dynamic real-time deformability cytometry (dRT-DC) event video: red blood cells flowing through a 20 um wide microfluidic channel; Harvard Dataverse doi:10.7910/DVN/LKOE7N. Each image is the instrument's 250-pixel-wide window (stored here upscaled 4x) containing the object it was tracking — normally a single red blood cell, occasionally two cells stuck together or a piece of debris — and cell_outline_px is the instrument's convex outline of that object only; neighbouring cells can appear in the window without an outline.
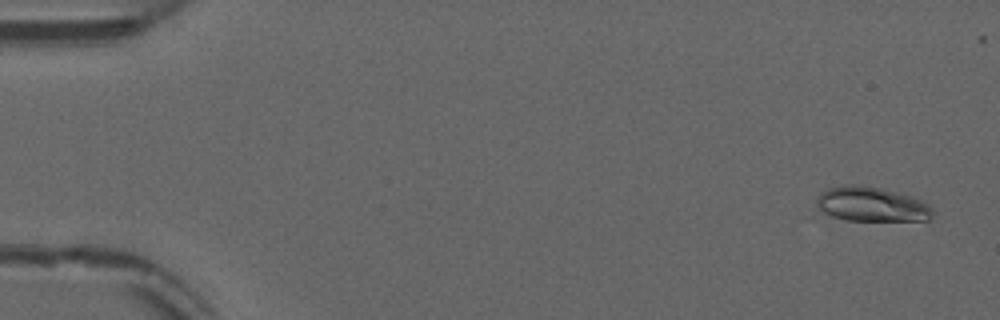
{"species": "common noctule bat (a hibernating species)", "species_latin": "Nyctalus noctula", "temperature_condition": "warm", "stored_images_in_passage": 47, "camera_frame_rate_fps": 3000, "um_per_image_px": 0.085, "animal": {"sex": "male", "forearm_length_mm": 52.5}, "frame": {"image": 1, "passage_image": 3, "time_ms": 0.667, "image_size_px": [1000, 320], "cell_outline_px": [[932, 216], [928, 220], [848, 220], [832, 216], [824, 212], [816, 204], [816, 200], [820, 192], [828, 188], [844, 184], [856, 184], [880, 188], [912, 196], [928, 204], [932, 208]], "centroid_in_image_um": [74.07, 17.35], "position_along_channel_um": 10.9, "area_um2": 23.24}}
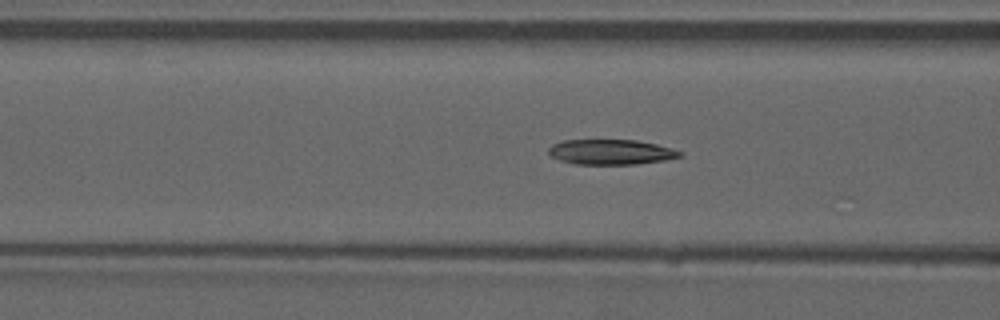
{"frame": {"image": 2, "passage_image": 22, "time_ms": 7.0, "image_size_px": [1000, 320], "cell_outline_px": [[684, 156], [664, 160], [636, 164], [576, 164], [560, 160], [552, 156], [548, 152], [548, 148], [552, 144], [564, 140], [636, 140], [656, 144], [672, 148], [684, 152]], "centroid_in_image_um": [51.96, 12.92], "position_along_channel_um": 114.6, "area_um2": 19.25}}
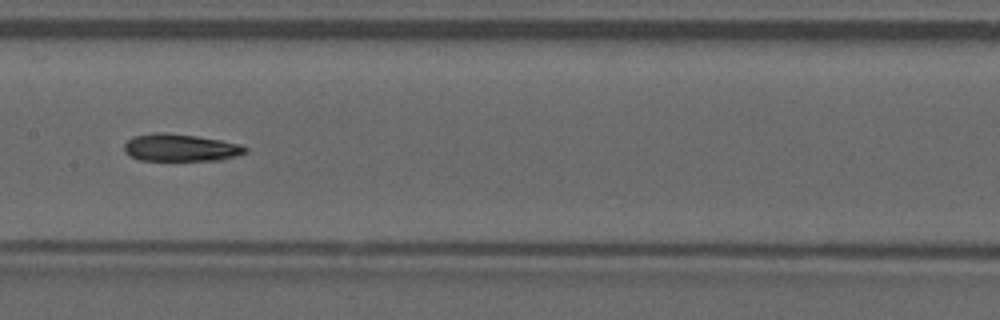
{"frame": {"image": 3, "passage_image": 28, "time_ms": 9.0, "image_size_px": [1000, 320], "cell_outline_px": [[248, 152], [224, 160], [140, 160], [124, 152], [124, 144], [132, 136], [152, 132], [164, 132], [196, 136], [220, 140], [240, 144], [248, 148]], "centroid_in_image_um": [15.35, 12.54], "position_along_channel_um": 192.1, "area_um2": 19.42}, "authors_computed_cell_mechanics": {"area_um2": 19.941, "velocity_mm_per_s": 3.8666, "shape_relaxation_time_tau1_ms": 9.9102, "shape_relaxation_time_tau2_ms": 4.7968, "deformation_change_tau1": 0.2396, "deformation_change_tau2": 0.134}}